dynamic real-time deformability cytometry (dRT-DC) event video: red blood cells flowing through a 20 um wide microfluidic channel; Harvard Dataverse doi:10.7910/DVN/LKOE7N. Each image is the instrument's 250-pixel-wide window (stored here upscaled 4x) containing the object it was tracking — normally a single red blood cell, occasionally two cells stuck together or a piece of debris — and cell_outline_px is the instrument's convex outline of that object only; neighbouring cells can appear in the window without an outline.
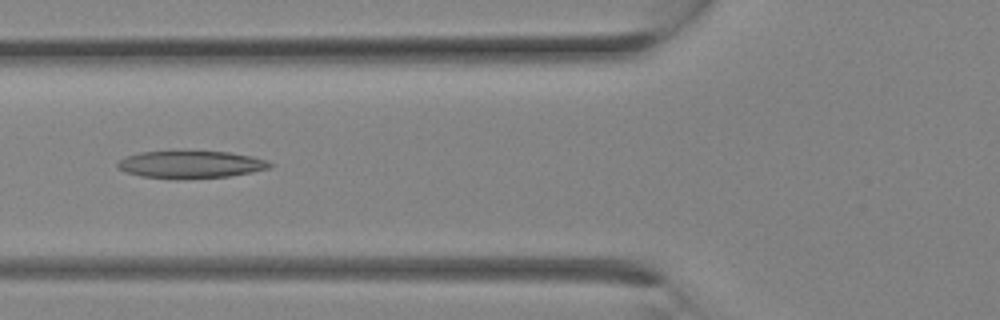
{"species": "Egyptian fruit bat (a non-hibernating species)", "species_latin": "Rousettus aegyptiacus", "temperature_condition": "room temperature", "stored_images_in_passage": 28, "camera_frame_rate_fps": 3000, "um_per_image_px": 0.085, "animal": {"sex": "female"}, "frame": {"image": 1, "passage_image": 11, "time_ms": 3.333, "image_size_px": [1000, 320], "cell_outline_px": [[276, 164], [272, 168], [252, 172], [228, 176], [176, 180], [172, 180], [140, 176], [116, 168], [116, 164], [124, 156], [140, 152], [228, 152], [252, 156], [268, 160]], "centroid_in_image_um": [16.23, 14.0], "position_along_channel_um": 109.6, "area_um2": 24.57}}
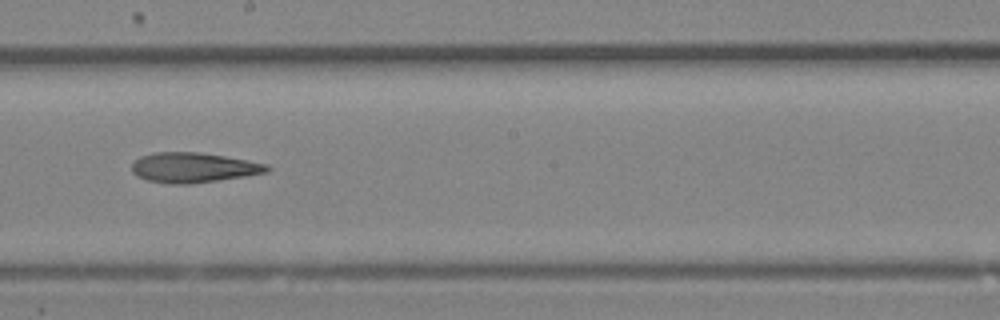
{"frame": {"image": 2, "passage_image": 16, "time_ms": 5.0, "image_size_px": [1000, 320], "cell_outline_px": [[272, 168], [268, 172], [244, 176], [192, 184], [168, 184], [148, 180], [136, 176], [132, 172], [132, 164], [140, 156], [152, 152], [200, 152], [224, 156], [268, 164]], "centroid_in_image_um": [16.43, 14.24], "position_along_channel_um": 231.8, "area_um2": 23.7}}
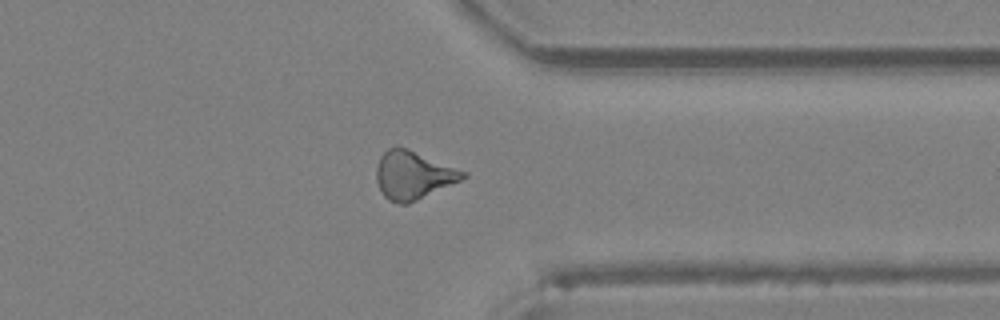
{"frame": {"image": 3, "passage_image": 22, "time_ms": 7.0, "image_size_px": [1000, 320], "cell_outline_px": [[468, 176], [460, 180], [408, 204], [400, 204], [388, 200], [384, 196], [376, 180], [376, 168], [380, 156], [388, 148], [396, 144], [468, 172]], "centroid_in_image_um": [35.09, 14.87], "position_along_channel_um": 376.3, "area_um2": 24.22}}